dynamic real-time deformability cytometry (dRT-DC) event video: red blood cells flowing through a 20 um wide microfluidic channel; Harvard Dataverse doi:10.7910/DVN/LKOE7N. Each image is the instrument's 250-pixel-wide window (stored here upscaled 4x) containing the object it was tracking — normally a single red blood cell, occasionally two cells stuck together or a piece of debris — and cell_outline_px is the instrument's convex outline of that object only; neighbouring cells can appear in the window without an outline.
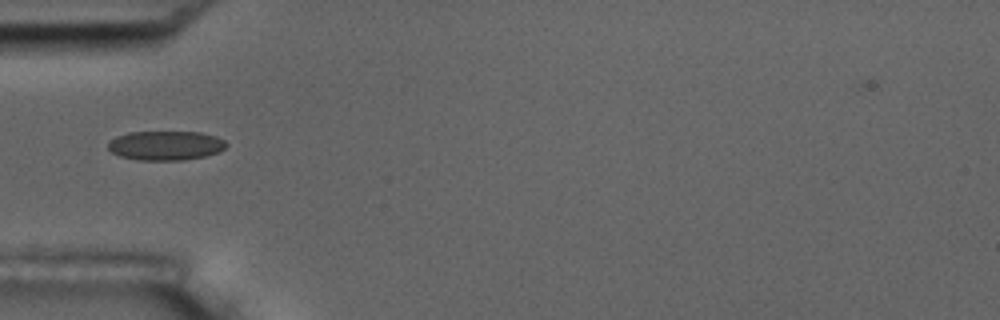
{"species": "common noctule bat (a hibernating species)", "species_latin": "Nyctalus noctula", "temperature_condition": "room temperature", "stored_images_in_passage": 3, "camera_frame_rate_fps": 3000, "um_per_image_px": 0.085, "animal": {"sex": "male", "body_mass_g": 17.5, "forearm_length_mm": 52.3}, "frame": {"image": 1, "passage_image": 1, "time_ms": 0.0, "image_size_px": [1000, 320], "cell_outline_px": [[228, 144], [220, 152], [204, 156], [184, 160], [136, 160], [120, 156], [112, 152], [108, 148], [108, 140], [116, 136], [128, 132], [200, 132], [216, 136], [224, 140]], "centroid_in_image_um": [14.07, 12.37], "position_along_channel_um": 70.9, "area_um2": 20.35}}